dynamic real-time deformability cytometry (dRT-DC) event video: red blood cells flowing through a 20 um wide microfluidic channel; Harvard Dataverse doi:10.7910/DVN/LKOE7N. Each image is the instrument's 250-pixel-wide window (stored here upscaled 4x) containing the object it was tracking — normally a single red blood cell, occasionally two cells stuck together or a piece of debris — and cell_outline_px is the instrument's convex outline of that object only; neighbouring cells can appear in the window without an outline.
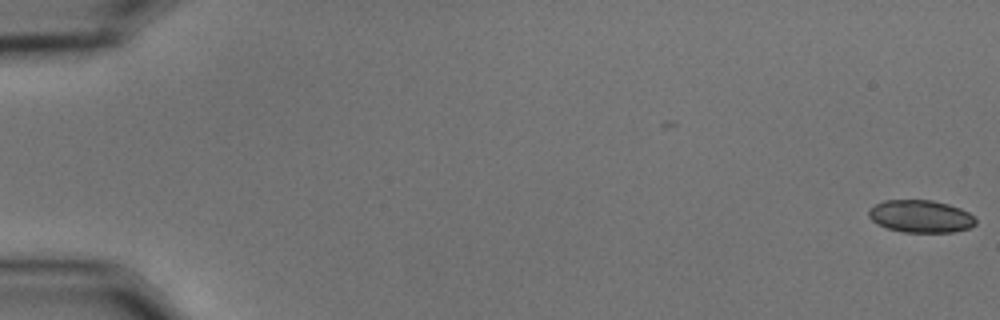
{"species": "common noctule bat (a hibernating species)", "species_latin": "Nyctalus noctula", "temperature_condition": "cold", "stored_images_in_passage": 58, "camera_frame_rate_fps": 3000, "um_per_image_px": 0.085, "animal": {"sex": "male", "body_mass_g": 15.6}, "frame": {"image": 1, "passage_image": 1, "time_ms": 0.0, "image_size_px": [1000, 320], "cell_outline_px": [[976, 224], [968, 228], [952, 232], [904, 232], [888, 228], [876, 224], [868, 216], [868, 208], [884, 200], [932, 200], [948, 204], [960, 208], [976, 216]], "centroid_in_image_um": [78.25, 18.38], "position_along_channel_um": 6.7, "area_um2": 20.35}}
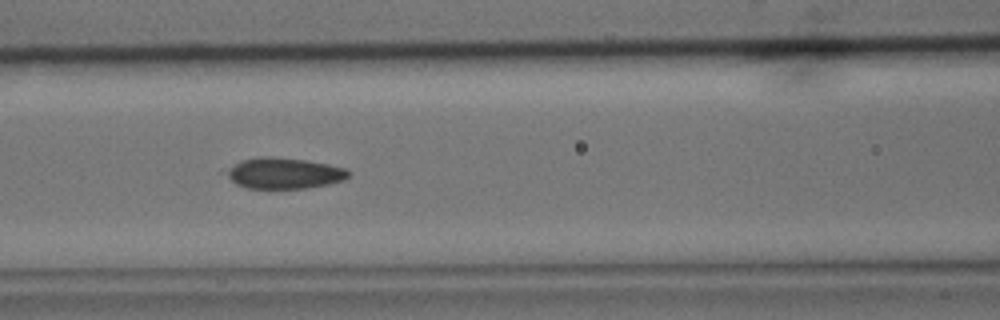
{"frame": {"image": 2, "passage_image": 26, "time_ms": 8.333, "image_size_px": [1000, 320], "cell_outline_px": [[352, 172], [344, 180], [328, 184], [308, 188], [248, 188], [236, 184], [228, 176], [228, 168], [244, 160], [260, 156], [264, 156], [304, 160], [328, 164], [348, 168]], "centroid_in_image_um": [24.22, 14.73], "position_along_channel_um": 142.4, "area_um2": 21.73}}
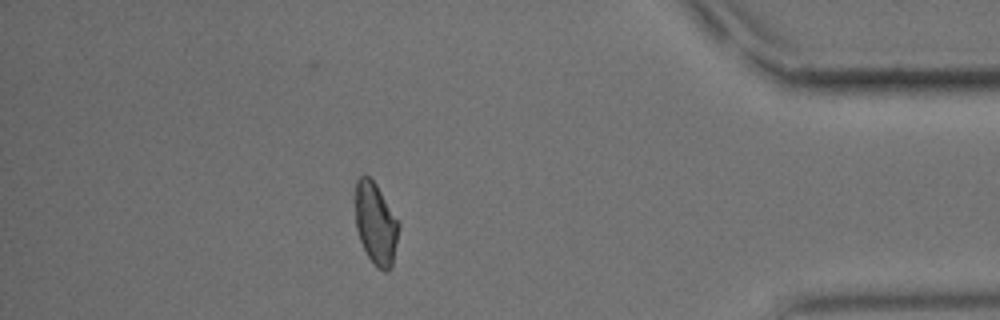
{"frame": {"image": 3, "passage_image": 51, "time_ms": 16.667, "image_size_px": [1000, 320], "cell_outline_px": [[400, 228], [392, 268], [388, 272], [384, 272], [376, 268], [368, 256], [360, 240], [356, 228], [356, 180], [360, 176], [368, 176], [376, 184], [400, 224]], "centroid_in_image_um": [31.96, 19.07], "position_along_channel_um": 403.2, "area_um2": 20.75}, "authors_computed_cell_mechanics": {"area_um2": 21.6461, "velocity_mm_per_s": 3.5632, "shape_relaxation_time_tau1_ms": 3.0327, "shape_relaxation_time_tau2_ms": null, "deformation_change_tau1": 0.0699, "deformation_change_tau2": null}}